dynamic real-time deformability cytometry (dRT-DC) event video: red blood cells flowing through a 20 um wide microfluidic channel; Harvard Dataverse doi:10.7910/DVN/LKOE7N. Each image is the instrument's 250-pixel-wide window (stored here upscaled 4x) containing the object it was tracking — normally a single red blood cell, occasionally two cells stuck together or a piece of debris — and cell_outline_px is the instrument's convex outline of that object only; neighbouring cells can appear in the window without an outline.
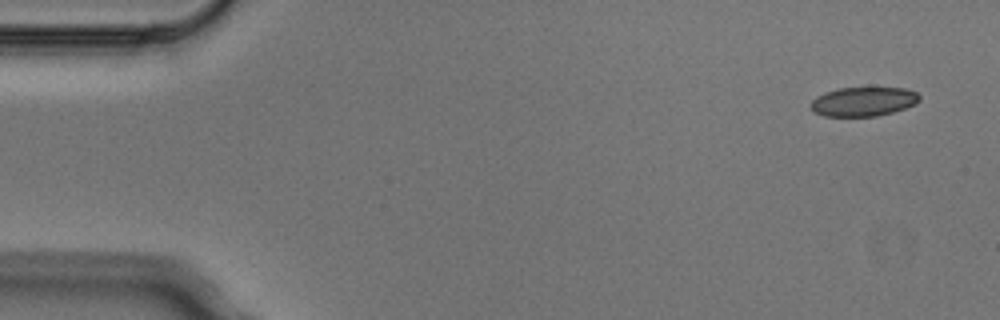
{"species": "Egyptian fruit bat (a non-hibernating species)", "species_latin": "Rousettus aegyptiacus", "temperature_condition": "cold", "stored_images_in_passage": 6, "segment_of_instrument_passage": [2, 2], "camera_frame_rate_fps": 3000, "um_per_image_px": 0.085, "animal": {"sex": "male"}, "frame": {"image": 1, "passage_image": 6, "time_ms": 1.667, "image_size_px": [1000, 320], "cell_outline_px": [[920, 100], [916, 104], [892, 112], [876, 116], [824, 116], [812, 112], [812, 100], [816, 96], [824, 92], [840, 88], [904, 88], [916, 92], [920, 96]], "centroid_in_image_um": [73.38, 8.63], "position_along_channel_um": 11.6, "area_um2": 18.44}}